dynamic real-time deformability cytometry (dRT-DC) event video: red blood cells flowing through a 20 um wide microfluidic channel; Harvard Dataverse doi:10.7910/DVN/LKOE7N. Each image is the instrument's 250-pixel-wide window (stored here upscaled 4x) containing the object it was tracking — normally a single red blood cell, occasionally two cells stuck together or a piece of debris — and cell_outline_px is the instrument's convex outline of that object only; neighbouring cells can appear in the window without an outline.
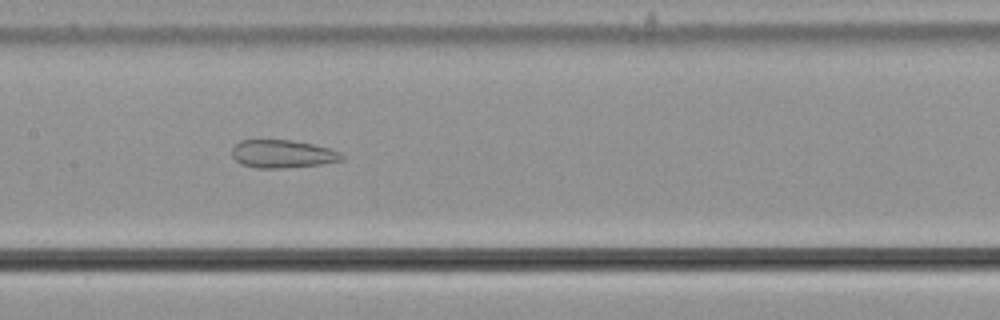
{"species": "common noctule bat (a hibernating species)", "species_latin": "Nyctalus noctula", "temperature_condition": "cold", "stored_images_in_passage": 56, "camera_frame_rate_fps": 3000, "um_per_image_px": 0.085, "animal": {"sex": "male", "body_mass_g": 21.5, "forearm_length_mm": 52.0}, "frame": {"image": 1, "passage_image": 28, "time_ms": 9.0, "image_size_px": [1000, 320], "cell_outline_px": [[344, 160], [324, 164], [284, 168], [256, 168], [240, 164], [232, 156], [232, 148], [240, 140], [292, 140], [312, 144], [328, 148], [340, 152], [344, 156]], "centroid_in_image_um": [24.02, 13.09], "position_along_channel_um": 183.4, "area_um2": 18.03}}
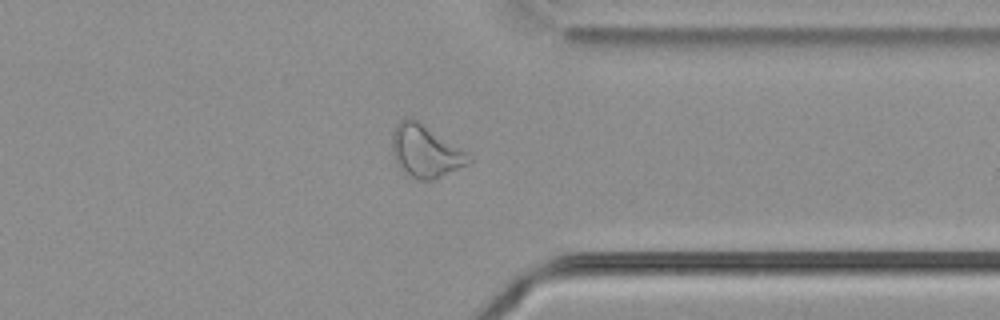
{"frame": {"image": 2, "passage_image": 44, "time_ms": 14.333, "image_size_px": [1000, 320], "cell_outline_px": [[472, 160], [468, 164], [436, 180], [416, 180], [400, 168], [392, 152], [392, 132], [396, 124], [404, 116], [412, 116], [472, 156]], "centroid_in_image_um": [36.15, 12.84], "position_along_channel_um": 375.3, "area_um2": 23.52}}
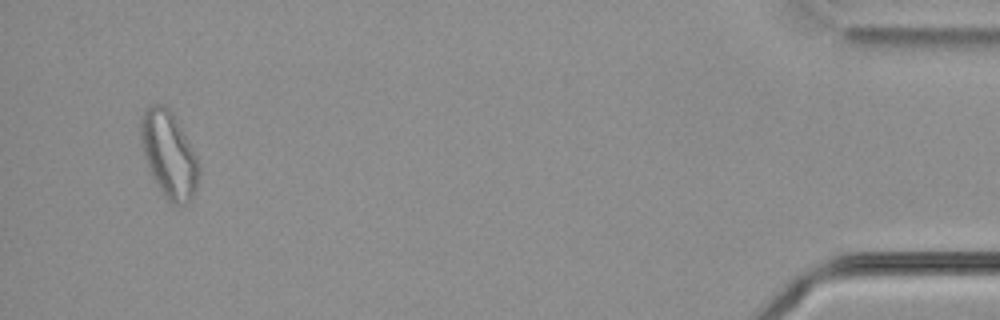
{"frame": {"image": 3, "passage_image": 54, "time_ms": 17.667, "image_size_px": [1000, 320], "cell_outline_px": [[200, 176], [196, 188], [192, 196], [184, 204], [172, 204], [164, 196], [152, 176], [148, 168], [144, 156], [140, 136], [140, 120], [148, 104], [164, 104], [172, 112], [196, 156], [200, 164]], "centroid_in_image_um": [14.35, 13.12], "position_along_channel_um": 420.9, "area_um2": 29.02}, "authors_computed_cell_mechanics": {"area_um2": 25.6632, "velocity_mm_per_s": 3.6644, "shape_relaxation_time_tau1_ms": null, "shape_relaxation_time_tau2_ms": 4.8207, "deformation_change_tau1": null, "deformation_change_tau2": 0.1481}}